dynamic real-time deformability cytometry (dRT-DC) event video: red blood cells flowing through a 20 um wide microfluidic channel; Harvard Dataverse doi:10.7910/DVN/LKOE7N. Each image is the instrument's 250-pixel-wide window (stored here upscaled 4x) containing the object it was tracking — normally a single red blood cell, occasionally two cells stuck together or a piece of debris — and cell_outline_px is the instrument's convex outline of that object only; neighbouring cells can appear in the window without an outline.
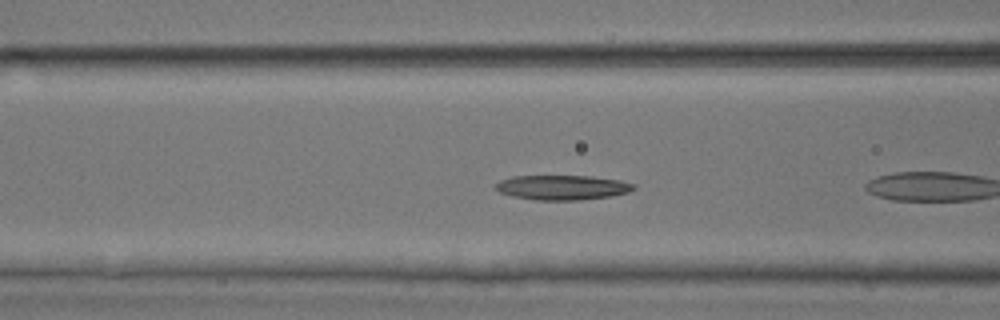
{"species": "common noctule bat (a hibernating species)", "species_latin": "Nyctalus noctula", "temperature_condition": "room temperature", "stored_images_in_passage": 6, "camera_frame_rate_fps": 3000, "um_per_image_px": 0.085, "animal": {"sex": "male", "body_mass_g": 17.9, "forearm_length_mm": 54.2}, "frame": {"image": 1, "passage_image": 4, "time_ms": 1.0, "image_size_px": [1000, 320], "cell_outline_px": [[636, 188], [628, 192], [612, 196], [580, 200], [536, 200], [512, 196], [500, 192], [492, 188], [500, 180], [512, 176], [592, 176], [620, 180], [636, 184]], "centroid_in_image_um": [47.8, 15.93], "position_along_channel_um": 118.8, "area_um2": 20.06}}